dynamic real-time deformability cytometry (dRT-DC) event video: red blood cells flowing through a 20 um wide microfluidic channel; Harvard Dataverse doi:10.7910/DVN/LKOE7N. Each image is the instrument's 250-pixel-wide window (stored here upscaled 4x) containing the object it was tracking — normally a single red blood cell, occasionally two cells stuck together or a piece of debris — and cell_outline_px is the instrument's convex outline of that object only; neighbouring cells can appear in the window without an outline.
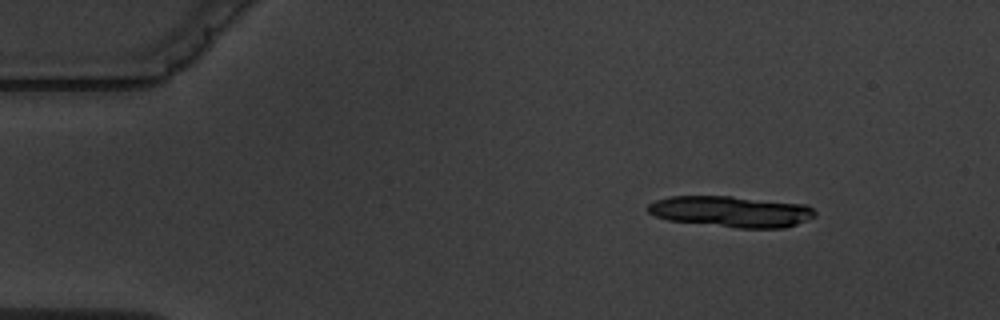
{"species": "common noctule bat (a hibernating species)", "species_latin": "Nyctalus noctula", "temperature_condition": "warm", "stored_images_in_passage": 6, "camera_frame_rate_fps": 3000, "um_per_image_px": 0.085, "animal": {"sex": "male", "body_mass_g": 19.5, "forearm_length_mm": 54.6}, "frame": {"image": 1, "passage_image": 3, "time_ms": 2.333, "image_size_px": [1000, 320], "cell_outline_px": [[816, 216], [796, 224], [784, 228], [736, 228], [668, 220], [656, 216], [648, 212], [648, 204], [656, 200], [668, 196], [732, 196], [808, 204], [816, 212]], "centroid_in_image_um": [62.17, 17.98], "position_along_channel_um": 22.8, "area_um2": 30.46}}